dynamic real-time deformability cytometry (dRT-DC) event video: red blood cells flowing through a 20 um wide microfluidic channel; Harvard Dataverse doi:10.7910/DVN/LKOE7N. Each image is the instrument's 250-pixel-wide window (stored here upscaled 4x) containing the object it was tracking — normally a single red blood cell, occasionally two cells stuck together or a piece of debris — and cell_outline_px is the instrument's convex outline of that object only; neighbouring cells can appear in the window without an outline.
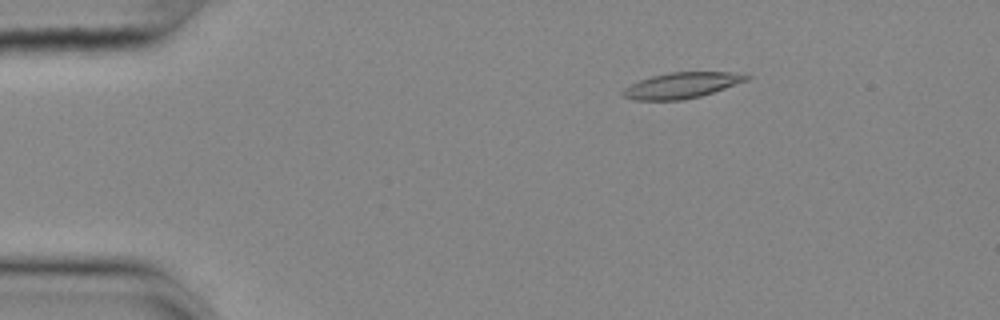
{"species": "common noctule bat (a hibernating species)", "species_latin": "Nyctalus noctula", "temperature_condition": "cold", "stored_images_in_passage": 55, "camera_frame_rate_fps": 3000, "um_per_image_px": 0.085, "animal": {"sex": "female", "body_mass_g": 25.1}, "frame": {"image": 1, "passage_image": 9, "time_ms": 2.667, "image_size_px": [1000, 320], "cell_outline_px": [[752, 76], [748, 80], [700, 96], [684, 100], [632, 100], [624, 96], [620, 92], [624, 88], [640, 80], [652, 76], [668, 72], [732, 72]], "centroid_in_image_um": [57.92, 7.25], "position_along_channel_um": 27.1, "area_um2": 18.44}}
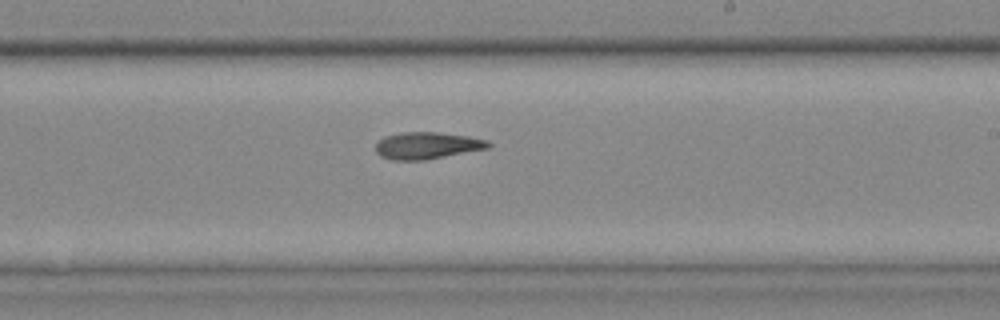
{"frame": {"image": 2, "passage_image": 33, "time_ms": 10.667, "image_size_px": [1000, 320], "cell_outline_px": [[492, 144], [488, 148], [424, 160], [392, 160], [380, 156], [376, 152], [376, 144], [384, 136], [400, 132], [440, 132], [468, 136], [488, 140]], "centroid_in_image_um": [36.29, 12.36], "position_along_channel_um": 252.7, "area_um2": 17.69}}
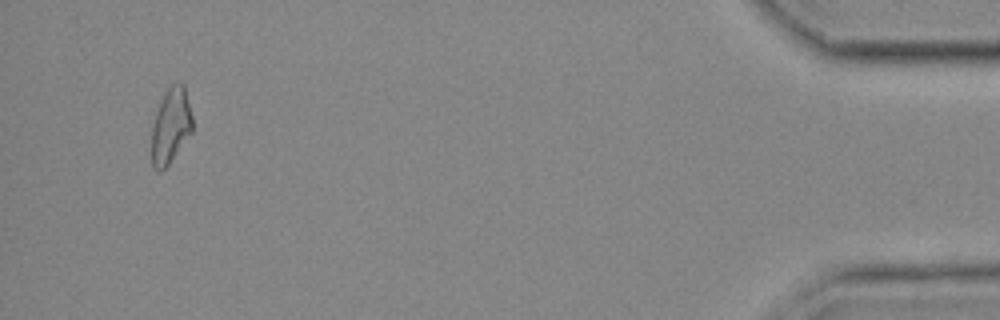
{"frame": {"image": 3, "passage_image": 53, "time_ms": 17.333, "image_size_px": [1000, 320], "cell_outline_px": [[192, 132], [168, 164], [160, 172], [152, 168], [152, 124], [160, 100], [164, 92], [172, 84], [180, 80], [184, 84], [192, 116]], "centroid_in_image_um": [14.51, 10.66], "position_along_channel_um": 420.7, "area_um2": 17.98}, "authors_computed_cell_mechanics": {"area_um2": 18.0336, "velocity_mm_per_s": 3.6426, "shape_relaxation_time_tau1_ms": null, "shape_relaxation_time_tau2_ms": 7.8361, "deformation_change_tau1": null, "deformation_change_tau2": 0.1786}}